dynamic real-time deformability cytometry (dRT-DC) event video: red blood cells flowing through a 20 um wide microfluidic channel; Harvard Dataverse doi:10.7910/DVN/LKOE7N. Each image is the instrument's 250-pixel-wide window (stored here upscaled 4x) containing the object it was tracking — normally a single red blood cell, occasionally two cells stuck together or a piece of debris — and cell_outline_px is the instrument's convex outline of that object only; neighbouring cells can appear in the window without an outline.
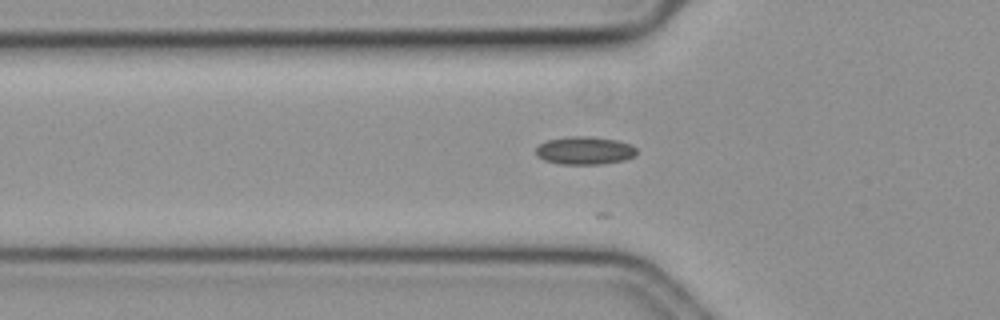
{"species": "common noctule bat (a hibernating species)", "species_latin": "Nyctalus noctula", "temperature_condition": "cold", "stored_images_in_passage": 11, "camera_frame_rate_fps": 3000, "um_per_image_px": 0.085, "animal": {"sex": "female", "body_mass_g": 19.3, "forearm_length_mm": 54.1}, "frame": {"image": 1, "passage_image": 3, "time_ms": 0.667, "image_size_px": [1000, 320], "cell_outline_px": [[636, 156], [624, 160], [604, 164], [560, 164], [544, 160], [536, 156], [536, 148], [540, 144], [548, 140], [568, 136], [592, 136], [616, 140], [628, 144], [636, 148]], "centroid_in_image_um": [49.69, 12.8], "position_along_channel_um": 76.1, "area_um2": 16.47}}
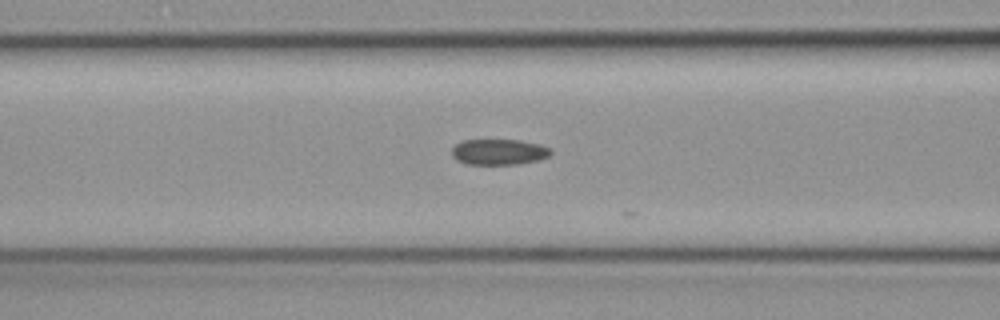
{"frame": {"image": 2, "passage_image": 7, "time_ms": 2.0, "image_size_px": [1000, 320], "cell_outline_px": [[552, 152], [548, 156], [540, 160], [520, 164], [468, 164], [456, 160], [452, 156], [452, 148], [456, 144], [464, 140], [520, 140], [540, 144], [548, 148]], "centroid_in_image_um": [42.4, 12.92], "position_along_channel_um": 124.2, "area_um2": 14.85}}
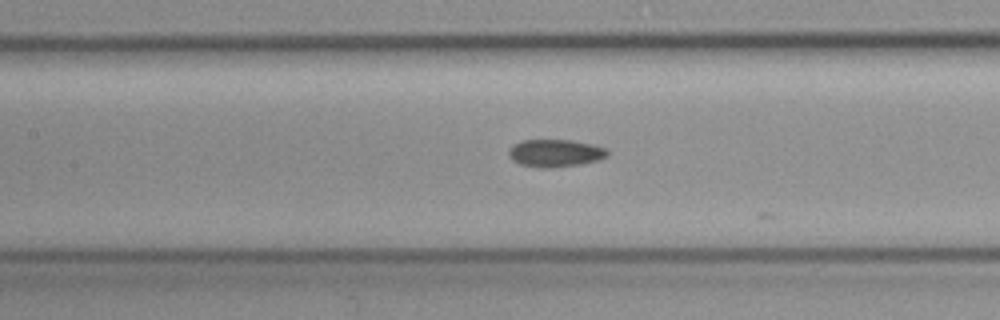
{"frame": {"image": 3, "passage_image": 10, "time_ms": 3.0, "image_size_px": [1000, 320], "cell_outline_px": [[608, 156], [600, 160], [584, 164], [552, 168], [540, 168], [520, 164], [512, 160], [508, 156], [508, 152], [516, 144], [524, 140], [572, 140], [592, 144], [604, 148], [608, 152]], "centroid_in_image_um": [47.23, 13.03], "position_along_channel_um": 160.2, "area_um2": 15.9}}